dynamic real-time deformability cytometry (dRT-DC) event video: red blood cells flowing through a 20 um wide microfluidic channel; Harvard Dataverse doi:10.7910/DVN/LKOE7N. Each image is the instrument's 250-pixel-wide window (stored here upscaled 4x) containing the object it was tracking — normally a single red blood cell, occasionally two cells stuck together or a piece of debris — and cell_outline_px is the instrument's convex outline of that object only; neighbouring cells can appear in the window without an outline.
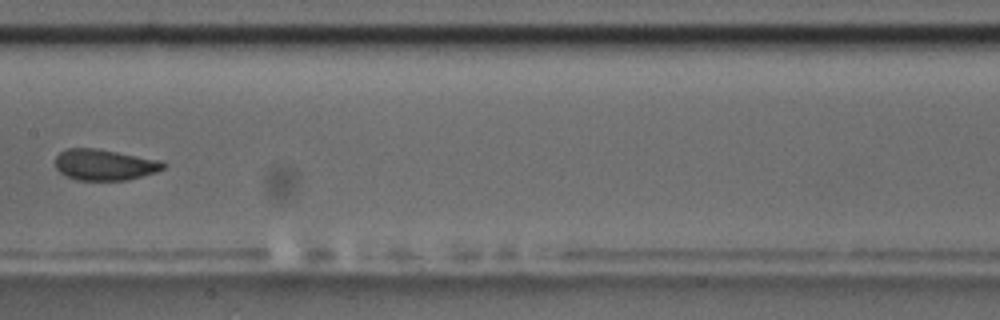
{"species": "common noctule bat (a hibernating species)", "species_latin": "Nyctalus noctula", "temperature_condition": "room temperature", "stored_images_in_passage": 14, "camera_frame_rate_fps": 3000, "um_per_image_px": 0.085, "animal": {"sex": "male", "body_mass_g": 17.5, "forearm_length_mm": 52.3}, "frame": {"image": 1, "passage_image": 7, "time_ms": 8.0, "image_size_px": [1000, 320], "cell_outline_px": [[168, 164], [164, 168], [156, 172], [128, 180], [76, 180], [60, 172], [56, 168], [56, 156], [60, 152], [68, 148], [96, 148], [164, 160]], "centroid_in_image_um": [8.94, 14.0], "position_along_channel_um": 198.5, "area_um2": 19.71}}
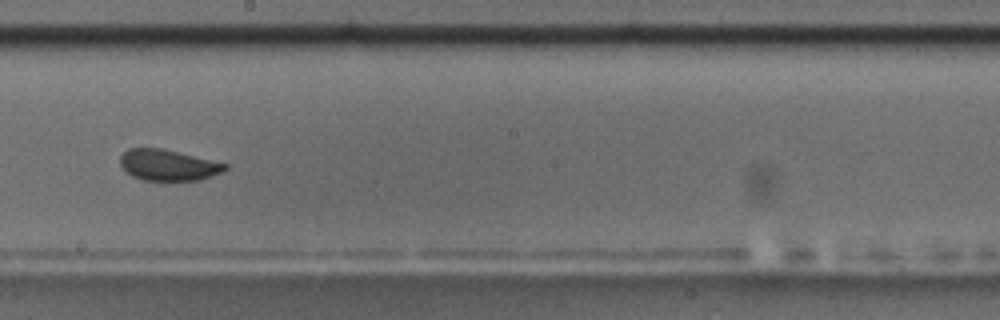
{"frame": {"image": 2, "passage_image": 8, "time_ms": 9.0, "image_size_px": [1000, 320], "cell_outline_px": [[228, 168], [224, 172], [200, 180], [144, 180], [132, 176], [120, 164], [120, 156], [128, 148], [160, 148], [228, 164]], "centroid_in_image_um": [14.31, 14.04], "position_along_channel_um": 233.9, "area_um2": 18.79}, "authors_computed_cell_mechanics": {"area_um2": 19.8543, "velocity_mm_per_s": 3.5609, "shape_relaxation_time_tau1_ms": 2.9908, "shape_relaxation_time_tau2_ms": null, "deformation_change_tau1": 0.0759, "deformation_change_tau2": null}}